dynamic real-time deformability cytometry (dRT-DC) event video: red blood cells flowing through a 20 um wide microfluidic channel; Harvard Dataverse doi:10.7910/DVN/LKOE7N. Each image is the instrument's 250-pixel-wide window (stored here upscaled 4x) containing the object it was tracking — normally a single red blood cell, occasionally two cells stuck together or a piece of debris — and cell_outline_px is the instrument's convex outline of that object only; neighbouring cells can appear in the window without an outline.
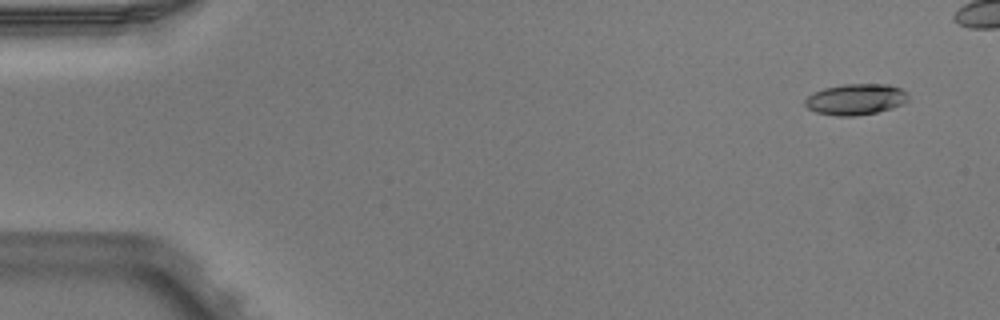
{"species": "Egyptian fruit bat (a non-hibernating species)", "species_latin": "Rousettus aegyptiacus", "temperature_condition": "warm", "stored_images_in_passage": 6, "camera_frame_rate_fps": 3000, "um_per_image_px": 0.085, "animal": {"sex": "male"}, "frame": {"image": 1, "passage_image": 1, "time_ms": 0.0, "image_size_px": [1000, 320], "cell_outline_px": [[908, 100], [904, 104], [892, 108], [876, 112], [856, 116], [836, 116], [816, 112], [808, 108], [804, 104], [804, 100], [812, 92], [824, 88], [844, 84], [888, 84], [900, 88], [908, 92]], "centroid_in_image_um": [72.74, 8.44], "position_along_channel_um": 12.3, "area_um2": 18.84}}